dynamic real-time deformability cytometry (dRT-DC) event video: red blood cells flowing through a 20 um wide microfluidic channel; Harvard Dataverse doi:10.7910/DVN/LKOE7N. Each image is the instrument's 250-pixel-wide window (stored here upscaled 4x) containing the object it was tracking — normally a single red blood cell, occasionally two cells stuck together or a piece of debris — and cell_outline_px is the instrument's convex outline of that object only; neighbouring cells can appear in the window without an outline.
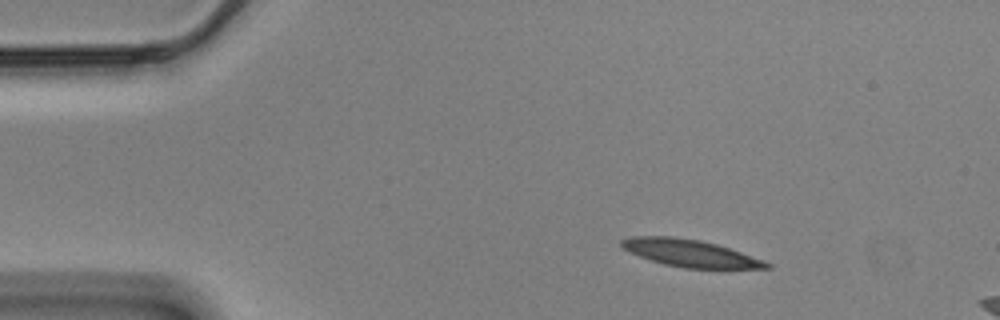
{"species": "Egyptian fruit bat (a non-hibernating species)", "species_latin": "Rousettus aegyptiacus", "temperature_condition": "cold", "stored_images_in_passage": 9, "camera_frame_rate_fps": 3000, "um_per_image_px": 0.085, "animal": {"sex": "male"}, "frame": {"image": 1, "passage_image": 1, "time_ms": 0.0, "image_size_px": [1000, 320], "cell_outline_px": [[772, 268], [684, 268], [664, 264], [640, 256], [624, 248], [620, 244], [620, 240], [632, 236], [672, 236], [700, 240], [716, 244], [764, 260], [772, 264]], "centroid_in_image_um": [58.67, 21.51], "position_along_channel_um": 26.3, "area_um2": 22.66}}